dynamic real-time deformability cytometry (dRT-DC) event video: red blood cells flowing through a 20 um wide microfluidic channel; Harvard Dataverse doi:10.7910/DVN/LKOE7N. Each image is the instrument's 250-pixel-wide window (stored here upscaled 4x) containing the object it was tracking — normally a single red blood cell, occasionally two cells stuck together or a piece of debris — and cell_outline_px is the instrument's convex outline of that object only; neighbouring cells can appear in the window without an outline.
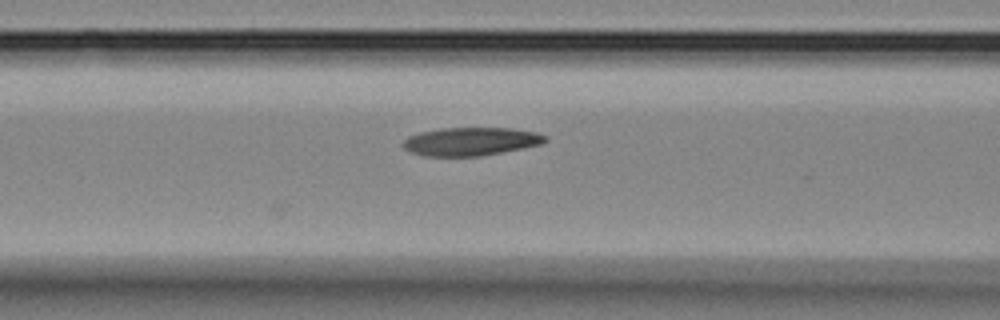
{"species": "Egyptian fruit bat (a non-hibernating species)", "species_latin": "Rousettus aegyptiacus", "temperature_condition": "room temperature", "stored_images_in_passage": 7, "camera_frame_rate_fps": 3000, "um_per_image_px": 0.085, "animal": {"sex": "female"}, "frame": {"image": 1, "passage_image": 7, "time_ms": 2.0, "image_size_px": [1000, 320], "cell_outline_px": [[548, 140], [540, 144], [524, 148], [480, 156], [424, 156], [412, 152], [404, 148], [404, 140], [408, 136], [420, 132], [440, 128], [512, 128], [536, 132], [548, 136]], "centroid_in_image_um": [40.04, 12.02], "position_along_channel_um": 126.6, "area_um2": 23.41}}